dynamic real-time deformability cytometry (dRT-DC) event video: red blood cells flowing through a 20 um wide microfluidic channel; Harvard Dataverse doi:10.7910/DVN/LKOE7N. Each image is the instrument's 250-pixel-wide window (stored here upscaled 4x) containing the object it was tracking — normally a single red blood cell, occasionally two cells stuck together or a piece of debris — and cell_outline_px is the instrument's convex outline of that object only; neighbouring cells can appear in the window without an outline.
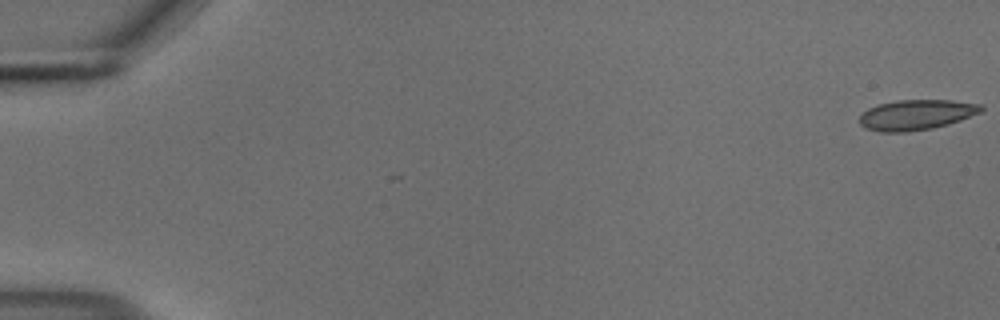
{"species": "common noctule bat (a hibernating species)", "species_latin": "Nyctalus noctula", "temperature_condition": "cold", "stored_images_in_passage": 55, "camera_frame_rate_fps": 3000, "um_per_image_px": 0.085, "animal": {"sex": "male", "body_mass_g": 18.8}, "frame": {"image": 1, "passage_image": 1, "time_ms": 0.0, "image_size_px": [1000, 320], "cell_outline_px": [[984, 112], [948, 124], [932, 128], [908, 132], [880, 132], [864, 128], [860, 124], [860, 116], [868, 108], [880, 104], [896, 100], [952, 100], [984, 104]], "centroid_in_image_um": [77.94, 9.75], "position_along_channel_um": 7.1, "area_um2": 21.68}}
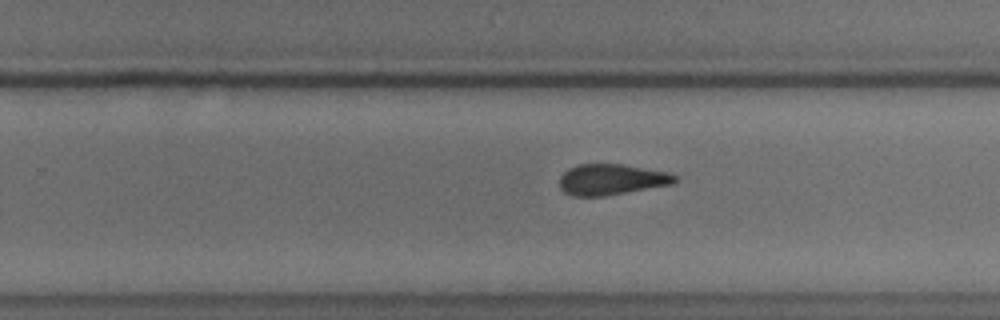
{"frame": {"image": 2, "passage_image": 36, "time_ms": 11.667, "image_size_px": [1000, 320], "cell_outline_px": [[680, 180], [676, 184], [604, 196], [572, 196], [564, 192], [560, 188], [560, 176], [568, 168], [580, 164], [620, 164], [672, 172], [680, 176]], "centroid_in_image_um": [52.07, 15.26], "position_along_channel_um": 277.7, "area_um2": 21.21}}
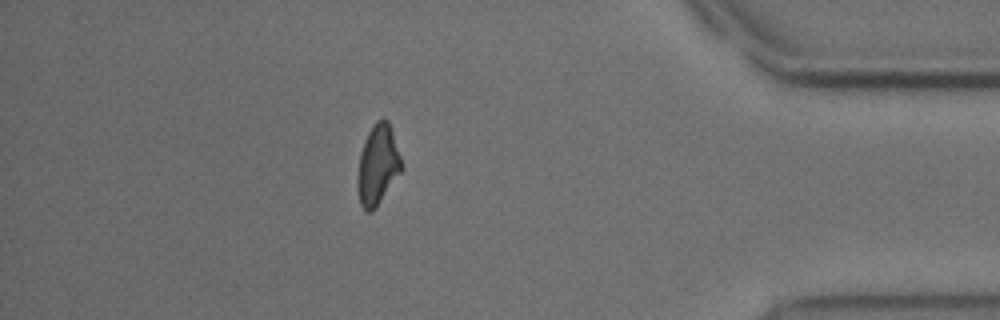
{"frame": {"image": 3, "passage_image": 49, "time_ms": 16.0, "image_size_px": [1000, 320], "cell_outline_px": [[404, 168], [376, 208], [372, 212], [364, 212], [360, 204], [356, 184], [356, 180], [360, 152], [364, 140], [368, 132], [376, 120], [388, 120], [404, 164]], "centroid_in_image_um": [32.11, 14.06], "position_along_channel_um": 403.1, "area_um2": 20.92}, "authors_computed_cell_mechanics": {"area_um2": 21.5016, "velocity_mm_per_s": 3.7017, "shape_relaxation_time_tau1_ms": null, "shape_relaxation_time_tau2_ms": 2.1849, "deformation_change_tau1": null, "deformation_change_tau2": 0.0986}}